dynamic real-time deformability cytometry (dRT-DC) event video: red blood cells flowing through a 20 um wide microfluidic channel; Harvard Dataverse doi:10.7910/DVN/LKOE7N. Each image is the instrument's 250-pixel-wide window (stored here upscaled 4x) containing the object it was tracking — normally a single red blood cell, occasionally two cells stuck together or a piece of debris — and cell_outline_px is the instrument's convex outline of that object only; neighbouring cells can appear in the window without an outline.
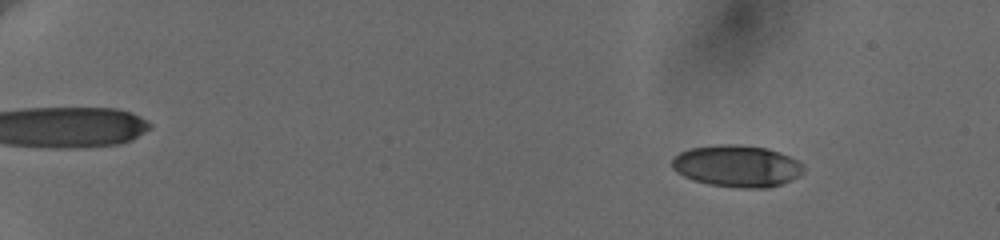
{"species": "human", "species_latin": "Homo sapiens", "temperature_condition": "cold", "stored_images_in_passage": 55, "camera_frame_rate_fps": 3000, "um_per_image_px": 0.085, "donor": {"sex": "female"}, "frame": {"image": 1, "passage_image": 4, "time_ms": 1.0, "image_size_px": [1000, 240], "cell_outline_px": [[804, 172], [780, 184], [768, 188], [740, 188], [708, 184], [692, 180], [676, 172], [672, 168], [672, 156], [688, 148], [716, 144], [740, 144], [768, 148], [780, 152], [804, 164]], "centroid_in_image_um": [62.6, 14.1], "position_along_channel_um": 22.4, "area_um2": 32.31}}
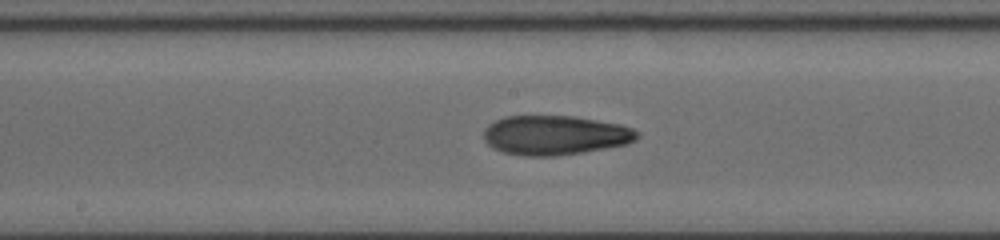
{"frame": {"image": 2, "passage_image": 31, "time_ms": 10.0, "image_size_px": [1000, 240], "cell_outline_px": [[640, 136], [636, 140], [628, 144], [608, 148], [560, 156], [520, 156], [500, 152], [492, 148], [484, 140], [484, 128], [488, 124], [504, 116], [576, 116], [620, 124], [632, 128], [640, 132]], "centroid_in_image_um": [47.19, 11.5], "position_along_channel_um": 201.0, "area_um2": 35.89}}
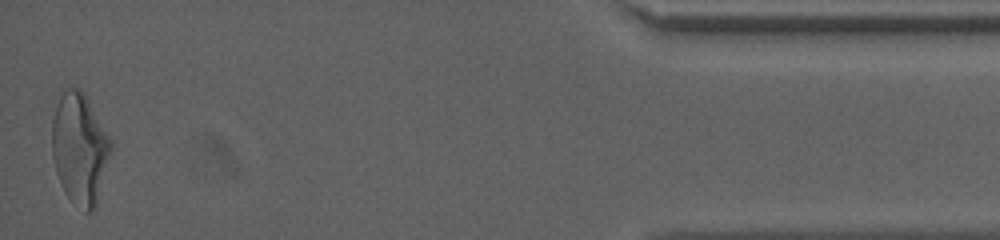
{"frame": {"image": 3, "passage_image": 55, "time_ms": 18.0, "image_size_px": [1000, 240], "cell_outline_px": [[112, 148], [96, 208], [88, 212], [84, 212], [68, 196], [60, 184], [56, 172], [52, 156], [52, 120], [60, 88], [76, 88], [84, 96], [112, 140]], "centroid_in_image_um": [6.76, 12.64], "position_along_channel_um": 428.4, "area_um2": 37.92}, "authors_computed_cell_mechanics": {"area_um2": 33.7552, "velocity_mm_per_s": 3.6454, "shape_relaxation_time_tau1_ms": 7.4677, "shape_relaxation_time_tau2_ms": 2.3227, "deformation_change_tau1": 0.2377, "deformation_change_tau2": 0.1024}}